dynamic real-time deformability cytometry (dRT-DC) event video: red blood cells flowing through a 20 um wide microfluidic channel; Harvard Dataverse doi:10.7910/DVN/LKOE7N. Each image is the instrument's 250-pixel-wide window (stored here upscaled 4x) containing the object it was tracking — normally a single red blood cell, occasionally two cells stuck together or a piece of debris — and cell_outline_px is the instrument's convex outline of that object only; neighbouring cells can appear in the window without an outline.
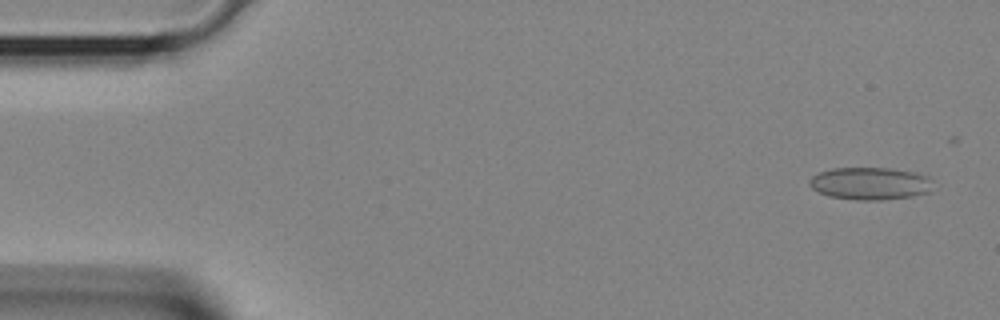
{"species": "Egyptian fruit bat (a non-hibernating species)", "species_latin": "Rousettus aegyptiacus", "temperature_condition": "room temperature", "stored_images_in_passage": 38, "camera_frame_rate_fps": 3000, "um_per_image_px": 0.085, "animal": {"sex": "female"}, "frame": {"image": 1, "passage_image": 1, "time_ms": 0.0, "image_size_px": [1000, 320], "cell_outline_px": [[932, 192], [912, 196], [880, 200], [856, 200], [828, 196], [812, 188], [808, 184], [808, 180], [812, 176], [820, 172], [832, 168], [892, 168], [916, 172], [928, 176]], "centroid_in_image_um": [73.95, 15.59], "position_along_channel_um": 11.0, "area_um2": 23.47}}
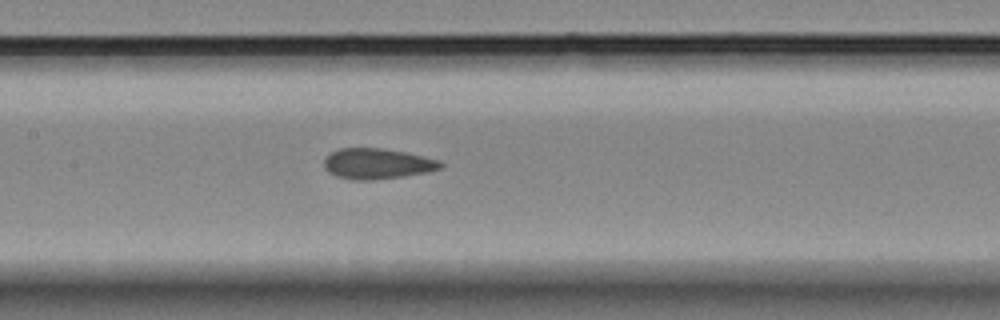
{"frame": {"image": 2, "passage_image": 17, "time_ms": 5.333, "image_size_px": [1000, 320], "cell_outline_px": [[444, 164], [440, 168], [428, 172], [404, 176], [372, 180], [352, 180], [336, 176], [328, 172], [324, 168], [324, 156], [340, 148], [384, 148], [404, 152], [440, 160]], "centroid_in_image_um": [32.03, 13.92], "position_along_channel_um": 175.4, "area_um2": 20.87}}
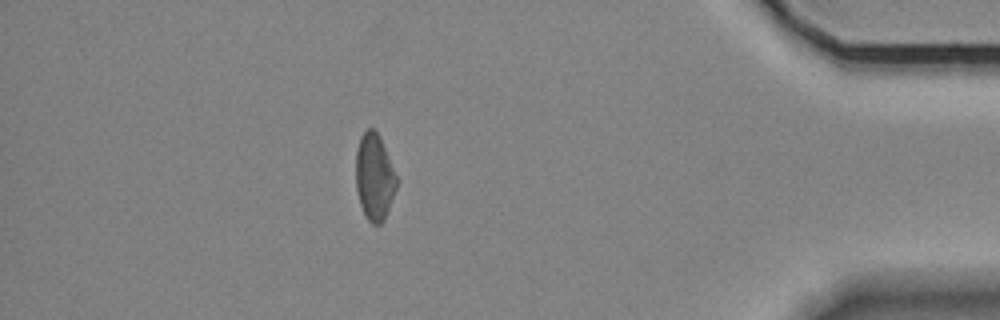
{"frame": {"image": 3, "passage_image": 33, "time_ms": 10.667, "image_size_px": [1000, 320], "cell_outline_px": [[400, 180], [384, 220], [380, 224], [372, 224], [364, 216], [360, 204], [356, 188], [356, 152], [360, 136], [368, 128], [372, 128], [380, 136]], "centroid_in_image_um": [31.85, 15.05], "position_along_channel_um": 403.4, "area_um2": 20.98}}